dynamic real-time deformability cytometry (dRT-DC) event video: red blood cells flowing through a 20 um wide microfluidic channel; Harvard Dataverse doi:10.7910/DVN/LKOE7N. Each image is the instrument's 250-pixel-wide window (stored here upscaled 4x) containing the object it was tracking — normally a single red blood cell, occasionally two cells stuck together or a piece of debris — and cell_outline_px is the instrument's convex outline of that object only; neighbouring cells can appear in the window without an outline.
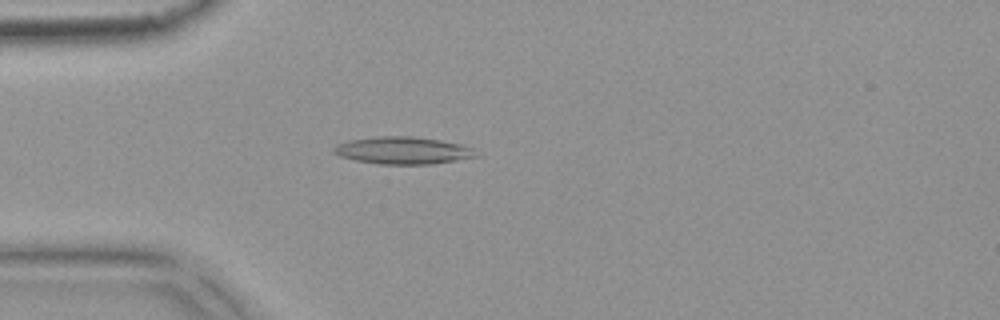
{"species": "common noctule bat (a hibernating species)", "species_latin": "Nyctalus noctula", "temperature_condition": "warm", "stored_images_in_passage": 47, "camera_frame_rate_fps": 3000, "um_per_image_px": 0.085, "animal": {"sex": "female", "body_mass_g": 18.4}, "frame": {"image": 1, "passage_image": 8, "time_ms": 2.333, "image_size_px": [1000, 320], "cell_outline_px": [[480, 156], [432, 164], [376, 164], [356, 160], [340, 156], [332, 152], [332, 148], [336, 144], [348, 140], [376, 136], [412, 136], [440, 140], [460, 144], [472, 148]], "centroid_in_image_um": [34.22, 12.78], "position_along_channel_um": 50.8, "area_um2": 22.72}}
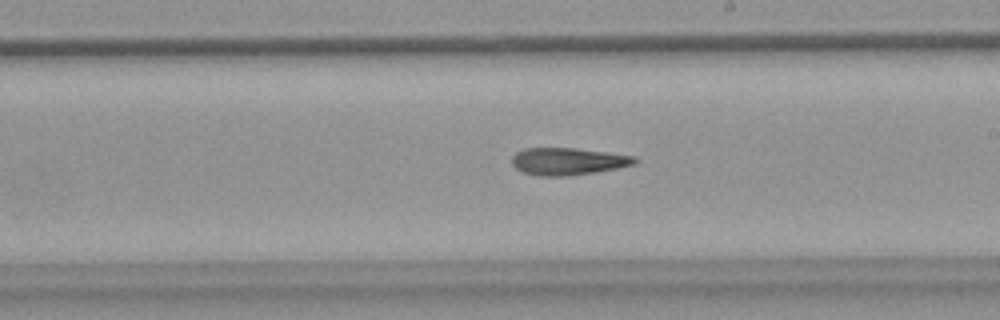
{"frame": {"image": 2, "passage_image": 24, "time_ms": 7.667, "image_size_px": [1000, 320], "cell_outline_px": [[640, 160], [636, 164], [616, 168], [568, 176], [540, 176], [520, 172], [512, 164], [512, 156], [516, 152], [524, 148], [572, 148], [636, 156]], "centroid_in_image_um": [48.26, 13.71], "position_along_channel_um": 240.7, "area_um2": 19.48}}
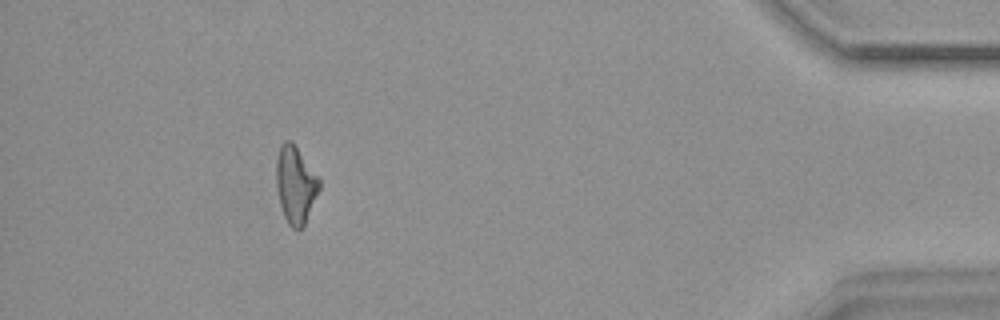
{"frame": {"image": 3, "passage_image": 42, "time_ms": 13.667, "image_size_px": [1000, 320], "cell_outline_px": [[320, 188], [304, 228], [292, 228], [288, 224], [284, 216], [280, 204], [276, 188], [276, 160], [280, 144], [284, 140], [292, 140], [320, 180]], "centroid_in_image_um": [25.11, 15.7], "position_along_channel_um": 410.1, "area_um2": 19.48}}